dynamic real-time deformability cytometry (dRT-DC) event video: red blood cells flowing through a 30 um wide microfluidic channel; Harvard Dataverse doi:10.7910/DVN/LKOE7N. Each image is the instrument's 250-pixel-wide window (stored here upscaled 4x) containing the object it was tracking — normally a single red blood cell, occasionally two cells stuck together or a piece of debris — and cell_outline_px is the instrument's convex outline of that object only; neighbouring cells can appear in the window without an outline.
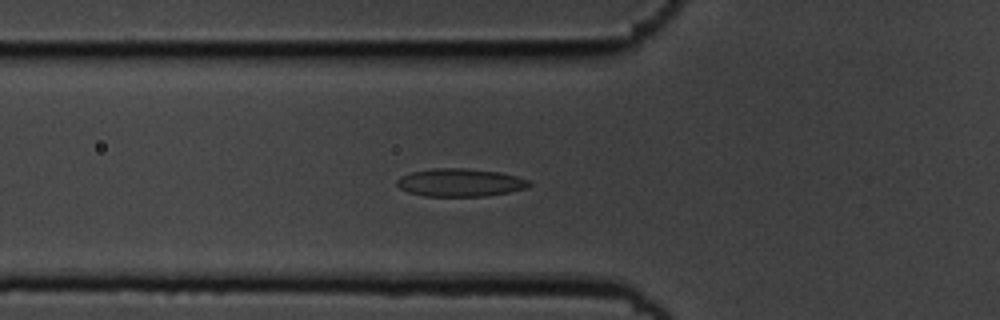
{"species": "common noctule bat (a hibernating species)", "species_latin": "Nyctalus noctula", "temperature_condition": "cold", "stored_images_in_passage": 55, "camera_frame_rate_fps": 3000, "um_per_image_px": 0.085, "animal": {"sex": "male", "body_mass_g": 19.5, "forearm_length_mm": 54.6}, "frame": {"image": 1, "passage_image": 19, "time_ms": 6.0, "image_size_px": [1000, 320], "cell_outline_px": [[532, 184], [528, 188], [508, 192], [484, 196], [424, 196], [408, 192], [400, 188], [396, 184], [396, 180], [400, 176], [412, 172], [432, 168], [464, 168], [500, 172], [516, 176], [528, 180]], "centroid_in_image_um": [39.1, 15.51], "position_along_channel_um": 86.7, "area_um2": 21.56}}
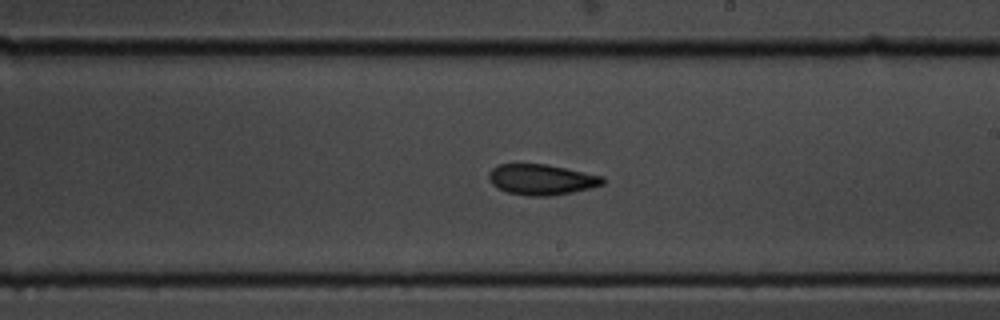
{"frame": {"image": 2, "passage_image": 32, "time_ms": 10.333, "image_size_px": [1000, 320], "cell_outline_px": [[604, 184], [592, 188], [572, 192], [548, 196], [528, 196], [508, 192], [496, 188], [488, 180], [488, 172], [496, 164], [548, 164], [604, 176]], "centroid_in_image_um": [46.01, 15.25], "position_along_channel_um": 243.0, "area_um2": 20.58}}
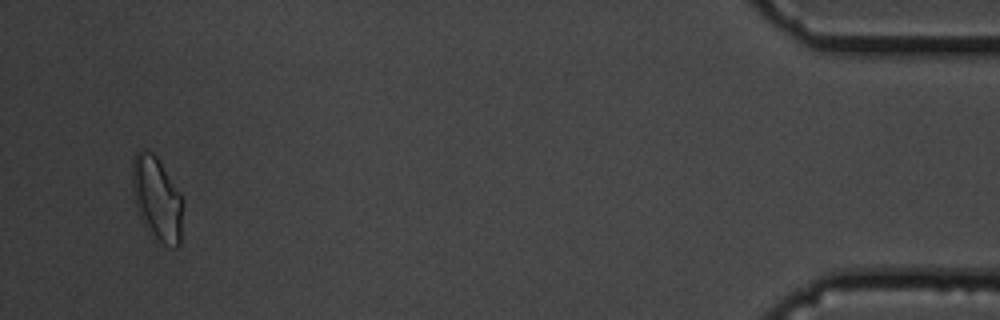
{"frame": {"image": 3, "passage_image": 53, "time_ms": 17.333, "image_size_px": [1000, 320], "cell_outline_px": [[184, 204], [180, 244], [176, 248], [164, 244], [156, 240], [148, 232], [136, 208], [132, 192], [132, 160], [136, 152], [144, 148], [148, 148], [156, 156], [184, 200]], "centroid_in_image_um": [13.34, 16.9], "position_along_channel_um": 421.9, "area_um2": 25.14}, "authors_computed_cell_mechanics": {"area_um2": 21.1548, "velocity_mm_per_s": 3.6091, "shape_relaxation_time_tau1_ms": 3.2616, "shape_relaxation_time_tau2_ms": 4.2665, "deformation_change_tau1": 0.1263, "deformation_change_tau2": 0.1142}}